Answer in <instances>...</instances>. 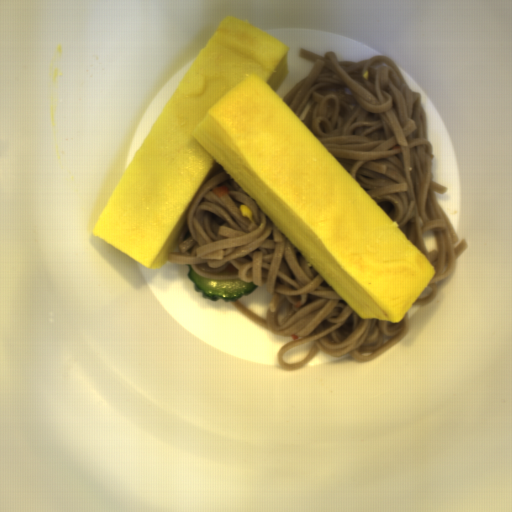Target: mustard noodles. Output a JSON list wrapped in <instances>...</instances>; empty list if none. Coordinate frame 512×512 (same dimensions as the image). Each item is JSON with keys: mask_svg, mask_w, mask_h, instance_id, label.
<instances>
[{"mask_svg": "<svg viewBox=\"0 0 512 512\" xmlns=\"http://www.w3.org/2000/svg\"><path fill=\"white\" fill-rule=\"evenodd\" d=\"M299 56L312 66L281 99L435 268L430 293L411 307L431 305L434 283L454 273L469 246L436 198L448 187L433 180L422 93L382 55L349 62L301 47ZM430 229L439 244L426 253L422 233Z\"/></svg>", "mask_w": 512, "mask_h": 512, "instance_id": "obj_1", "label": "mustard noodles"}, {"mask_svg": "<svg viewBox=\"0 0 512 512\" xmlns=\"http://www.w3.org/2000/svg\"><path fill=\"white\" fill-rule=\"evenodd\" d=\"M230 192L217 198L216 186ZM244 204L253 221L242 217ZM187 265L204 278L242 280L263 286L269 295L266 319L238 300L228 301L244 317L278 337H298L279 348L284 371L303 368L323 353L358 361L376 359L410 332L408 311L399 323L361 319L258 203L222 167L207 178L194 198L167 261ZM313 342L309 354L284 364L283 353Z\"/></svg>", "mask_w": 512, "mask_h": 512, "instance_id": "obj_2", "label": "mustard noodles"}]
</instances>
